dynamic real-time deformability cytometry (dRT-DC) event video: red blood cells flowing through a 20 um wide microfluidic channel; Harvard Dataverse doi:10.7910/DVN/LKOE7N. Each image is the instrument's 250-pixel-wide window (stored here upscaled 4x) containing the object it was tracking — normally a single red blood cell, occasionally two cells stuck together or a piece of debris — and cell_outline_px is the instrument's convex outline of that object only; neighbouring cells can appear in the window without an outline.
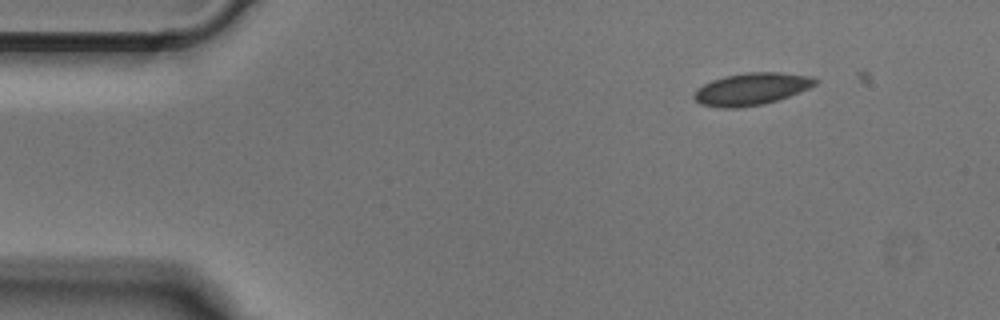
{"species": "Egyptian fruit bat (a non-hibernating species)", "species_latin": "Rousettus aegyptiacus", "temperature_condition": "cold", "stored_images_in_passage": 5, "camera_frame_rate_fps": 3000, "um_per_image_px": 0.085, "animal": {"sex": "male"}, "frame": {"image": 1, "passage_image": 4, "time_ms": 1.0, "image_size_px": [1000, 320], "cell_outline_px": [[820, 80], [816, 84], [808, 88], [788, 96], [764, 104], [740, 108], [720, 108], [700, 104], [692, 96], [696, 88], [712, 80], [724, 76], [748, 72], [780, 72], [812, 76]], "centroid_in_image_um": [63.85, 7.56], "position_along_channel_um": 21.1, "area_um2": 22.83}}